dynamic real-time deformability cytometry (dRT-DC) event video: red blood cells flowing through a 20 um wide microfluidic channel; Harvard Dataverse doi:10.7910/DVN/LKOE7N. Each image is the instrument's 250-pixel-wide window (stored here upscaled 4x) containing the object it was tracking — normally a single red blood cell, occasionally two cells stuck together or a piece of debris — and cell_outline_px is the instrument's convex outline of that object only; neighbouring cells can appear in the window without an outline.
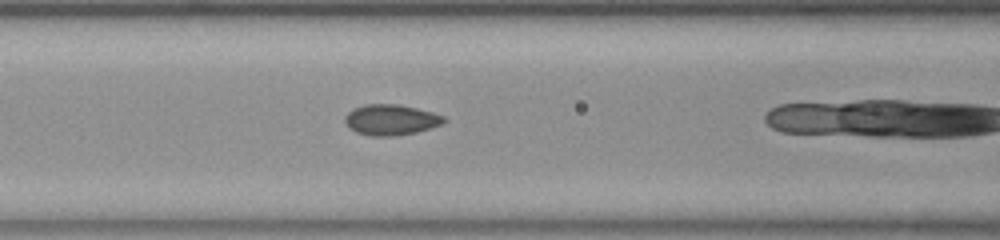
{"species": "common noctule bat (a hibernating species)", "species_latin": "Nyctalus noctula", "temperature_condition": "room temperature", "stored_images_in_passage": 38, "camera_frame_rate_fps": 3000, "um_per_image_px": 0.085, "animal": {"sex": "female", "body_mass_g": 23.0, "forearm_length_mm": 53.4}, "frame": {"image": 1, "passage_image": 18, "time_ms": 5.667, "image_size_px": [1000, 240], "cell_outline_px": [[448, 120], [440, 124], [416, 132], [392, 136], [372, 136], [356, 132], [348, 128], [344, 120], [344, 116], [352, 108], [364, 104], [396, 104], [416, 108], [432, 112], [444, 116]], "centroid_in_image_um": [33.17, 10.17], "position_along_channel_um": 133.4, "area_um2": 17.69}}
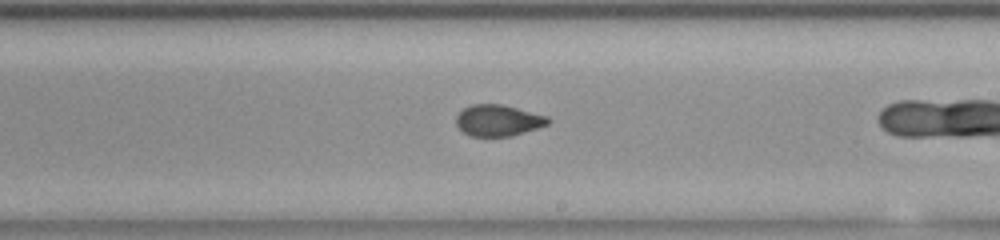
{"frame": {"image": 2, "passage_image": 27, "time_ms": 8.667, "image_size_px": [1000, 240], "cell_outline_px": [[552, 120], [548, 124], [512, 136], [472, 136], [464, 132], [456, 124], [456, 116], [464, 108], [472, 104], [500, 104], [548, 116]], "centroid_in_image_um": [42.35, 10.23], "position_along_channel_um": 246.6, "area_um2": 16.59}}
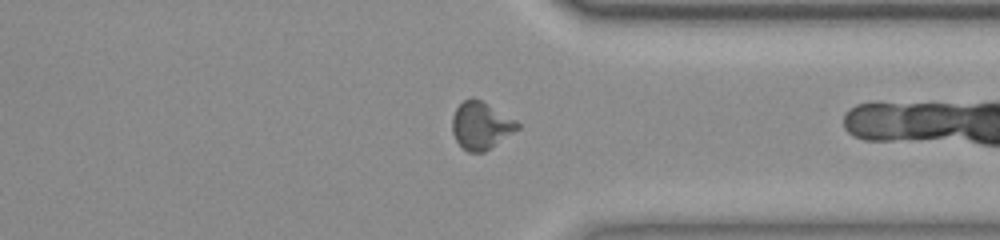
{"frame": {"image": 3, "passage_image": 37, "time_ms": 12.0, "image_size_px": [1000, 240], "cell_outline_px": [[520, 128], [484, 152], [468, 152], [456, 140], [452, 132], [452, 116], [456, 108], [464, 100], [472, 96], [480, 100], [516, 120], [520, 124]], "centroid_in_image_um": [40.87, 10.66], "position_along_channel_um": 370.5, "area_um2": 17.86}}